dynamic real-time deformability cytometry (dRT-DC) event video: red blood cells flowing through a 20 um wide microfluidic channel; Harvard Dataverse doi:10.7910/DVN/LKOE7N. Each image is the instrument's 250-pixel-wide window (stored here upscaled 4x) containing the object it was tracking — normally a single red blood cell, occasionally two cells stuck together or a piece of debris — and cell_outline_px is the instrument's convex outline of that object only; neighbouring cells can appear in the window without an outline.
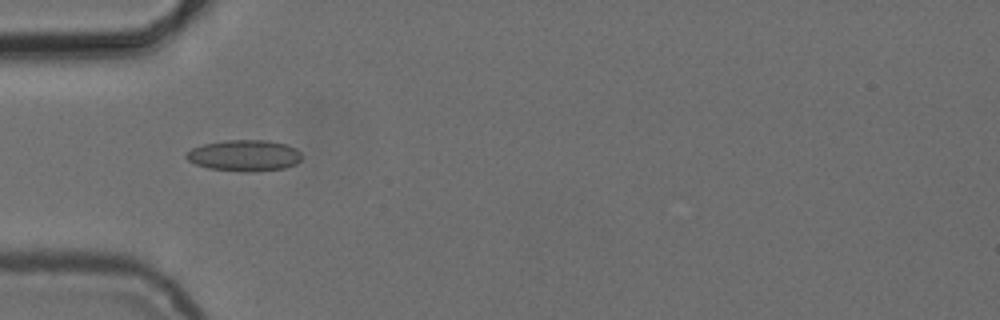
{"species": "common noctule bat (a hibernating species)", "species_latin": "Nyctalus noctula", "temperature_condition": "cold", "stored_images_in_passage": 1, "camera_frame_rate_fps": 3000, "um_per_image_px": 0.085, "animal": {"sex": "female", "body_mass_g": 24.6, "forearm_length_mm": 56.2}, "frame": {"image": 1, "passage_image": 1, "time_ms": 0.0, "image_size_px": [1000, 320], "cell_outline_px": [[300, 160], [296, 164], [284, 168], [252, 172], [240, 172], [208, 168], [196, 164], [188, 160], [184, 156], [192, 148], [204, 144], [224, 140], [268, 140], [288, 144], [296, 148], [300, 152]], "centroid_in_image_um": [20.78, 13.22], "position_along_channel_um": 64.2, "area_um2": 21.15}}